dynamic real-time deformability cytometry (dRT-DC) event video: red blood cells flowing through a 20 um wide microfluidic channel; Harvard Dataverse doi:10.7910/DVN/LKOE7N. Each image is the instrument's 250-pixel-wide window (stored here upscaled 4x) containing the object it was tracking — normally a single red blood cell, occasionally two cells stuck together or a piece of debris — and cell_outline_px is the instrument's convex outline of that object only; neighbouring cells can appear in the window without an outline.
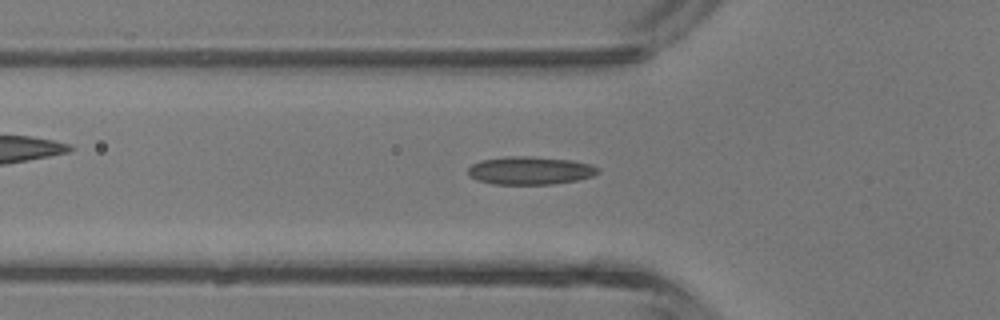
{"species": "common noctule bat (a hibernating species)", "species_latin": "Nyctalus noctula", "temperature_condition": "room temperature", "stored_images_in_passage": 24, "camera_frame_rate_fps": 3000, "um_per_image_px": 0.085, "animal": {"sex": "male", "body_mass_g": 13.3}, "frame": {"image": 1, "passage_image": 7, "time_ms": 2.0, "image_size_px": [1000, 320], "cell_outline_px": [[600, 172], [592, 176], [576, 180], [552, 184], [492, 184], [476, 180], [468, 172], [468, 168], [472, 164], [480, 160], [504, 156], [528, 156], [572, 160], [592, 164], [600, 168]], "centroid_in_image_um": [45.07, 14.49], "position_along_channel_um": 80.7, "area_um2": 21.33}}
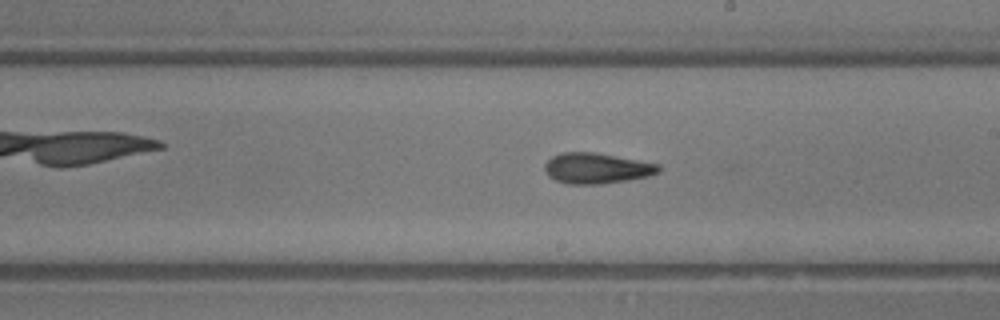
{"frame": {"image": 2, "passage_image": 17, "time_ms": 5.333, "image_size_px": [1000, 320], "cell_outline_px": [[660, 172], [648, 176], [628, 180], [600, 184], [568, 184], [556, 180], [548, 176], [544, 172], [544, 164], [552, 156], [560, 152], [596, 152], [660, 164]], "centroid_in_image_um": [50.7, 14.3], "position_along_channel_um": 238.3, "area_um2": 20.52}}
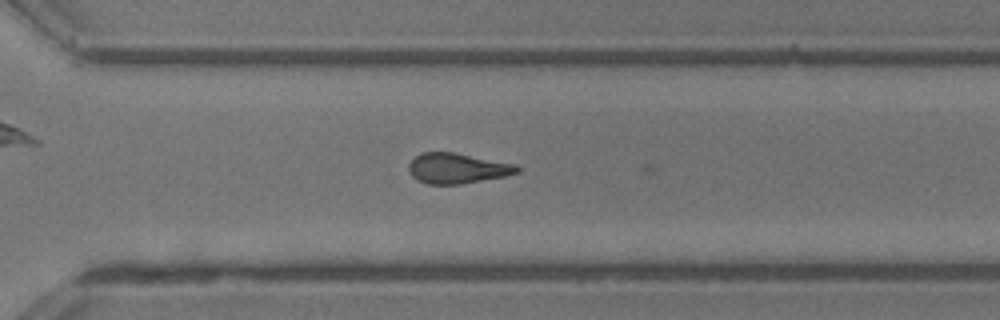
{"frame": {"image": 3, "passage_image": 23, "time_ms": 7.333, "image_size_px": [1000, 320], "cell_outline_px": [[520, 168], [516, 172], [504, 176], [460, 184], [428, 184], [416, 180], [412, 176], [408, 168], [408, 164], [420, 152], [456, 152], [516, 164]], "centroid_in_image_um": [38.83, 14.29], "position_along_channel_um": 331.8, "area_um2": 19.13}}